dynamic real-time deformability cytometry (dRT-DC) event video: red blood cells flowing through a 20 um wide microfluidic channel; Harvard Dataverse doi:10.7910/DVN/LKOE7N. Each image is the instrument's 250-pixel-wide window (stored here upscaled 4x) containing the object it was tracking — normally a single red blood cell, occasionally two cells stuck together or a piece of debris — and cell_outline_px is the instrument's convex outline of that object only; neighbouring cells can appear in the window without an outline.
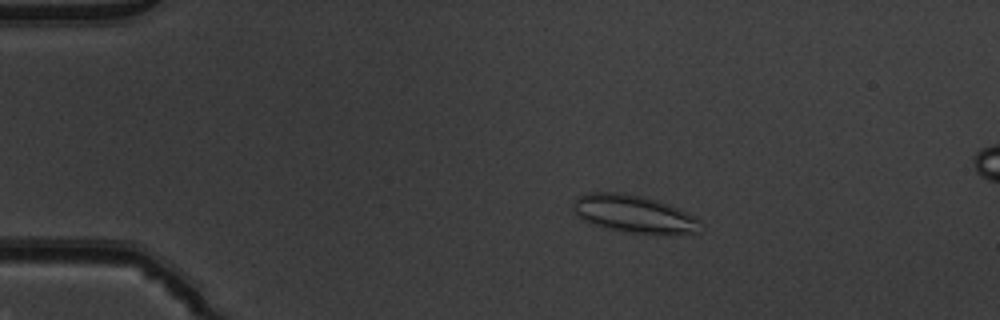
{"species": "common noctule bat (a hibernating species)", "species_latin": "Nyctalus noctula", "temperature_condition": "warm", "stored_images_in_passage": 52, "camera_frame_rate_fps": 3000, "um_per_image_px": 0.085, "animal": {"sex": "male", "body_mass_g": 19.5, "forearm_length_mm": 54.6}, "frame": {"image": 1, "passage_image": 10, "time_ms": 3.0, "image_size_px": [1000, 320], "cell_outline_px": [[700, 232], [668, 236], [624, 232], [592, 224], [576, 216], [572, 212], [572, 208], [576, 200], [580, 196], [588, 192], [620, 192], [644, 196], [680, 208], [700, 220]], "centroid_in_image_um": [53.92, 18.21], "position_along_channel_um": 31.1, "area_um2": 28.5}}
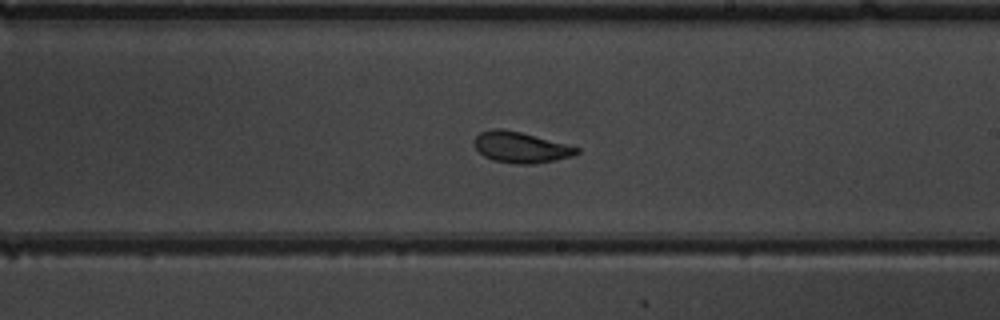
{"frame": {"image": 2, "passage_image": 31, "time_ms": 10.0, "image_size_px": [1000, 320], "cell_outline_px": [[580, 152], [572, 156], [556, 160], [536, 164], [516, 164], [492, 160], [484, 156], [472, 144], [472, 140], [480, 132], [492, 128], [500, 128], [520, 132], [580, 148]], "centroid_in_image_um": [44.22, 12.53], "position_along_channel_um": 244.8, "area_um2": 18.5}}
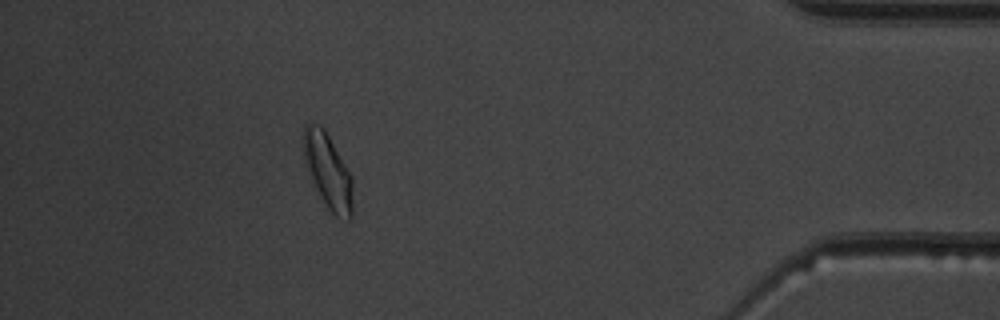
{"frame": {"image": 3, "passage_image": 47, "time_ms": 15.333, "image_size_px": [1000, 320], "cell_outline_px": [[352, 216], [348, 220], [336, 216], [328, 208], [316, 188], [304, 164], [304, 124], [320, 124], [324, 128], [352, 176]], "centroid_in_image_um": [27.88, 14.53], "position_along_channel_um": 407.3, "area_um2": 21.15}, "authors_computed_cell_mechanics": {"area_um2": 19.8832, "velocity_mm_per_s": 3.9078, "shape_relaxation_time_tau1_ms": 3.5064, "shape_relaxation_time_tau2_ms": 1.5905, "deformation_change_tau1": 0.1207, "deformation_change_tau2": 0.0898}}